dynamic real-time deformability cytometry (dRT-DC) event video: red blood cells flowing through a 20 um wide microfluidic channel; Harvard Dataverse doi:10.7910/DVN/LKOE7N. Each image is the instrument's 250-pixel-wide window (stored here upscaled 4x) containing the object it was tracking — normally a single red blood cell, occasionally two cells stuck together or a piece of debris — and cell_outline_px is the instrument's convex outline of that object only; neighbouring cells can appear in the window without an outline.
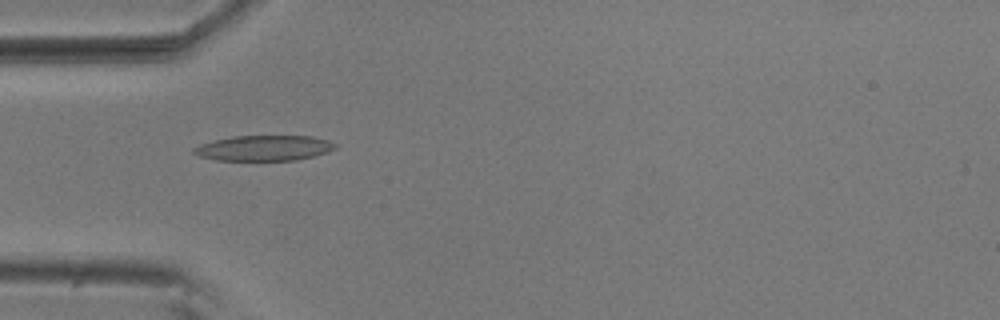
{"species": "common noctule bat (a hibernating species)", "species_latin": "Nyctalus noctula", "temperature_condition": "room temperature", "stored_images_in_passage": 36, "camera_frame_rate_fps": 3000, "um_per_image_px": 0.085, "animal": {"sex": "male", "body_mass_g": 20.5, "forearm_length_mm": 52.5}, "frame": {"image": 1, "passage_image": 1, "time_ms": 0.0, "image_size_px": [1000, 320], "cell_outline_px": [[336, 148], [328, 152], [296, 160], [216, 160], [200, 156], [192, 152], [192, 148], [200, 144], [232, 136], [312, 136], [328, 140], [336, 144]], "centroid_in_image_um": [22.44, 12.58], "position_along_channel_um": 62.6, "area_um2": 20.81}}
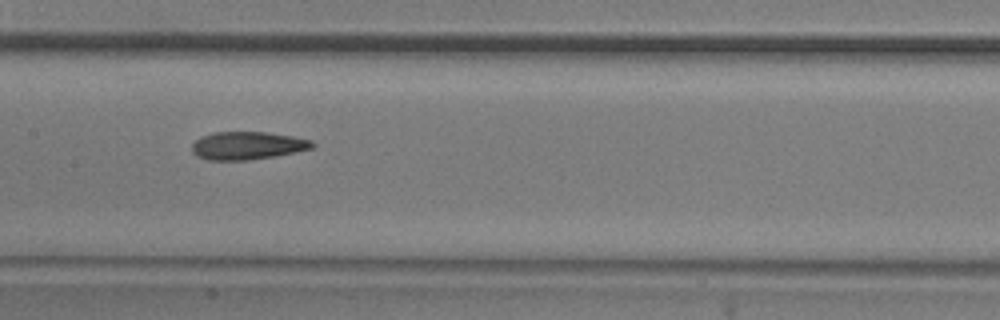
{"frame": {"image": 2, "passage_image": 11, "time_ms": 3.333, "image_size_px": [1000, 320], "cell_outline_px": [[316, 144], [312, 148], [296, 152], [248, 160], [208, 160], [196, 156], [192, 152], [192, 144], [200, 136], [216, 132], [264, 132], [292, 136], [312, 140]], "centroid_in_image_um": [21.01, 12.37], "position_along_channel_um": 186.4, "area_um2": 19.54}}
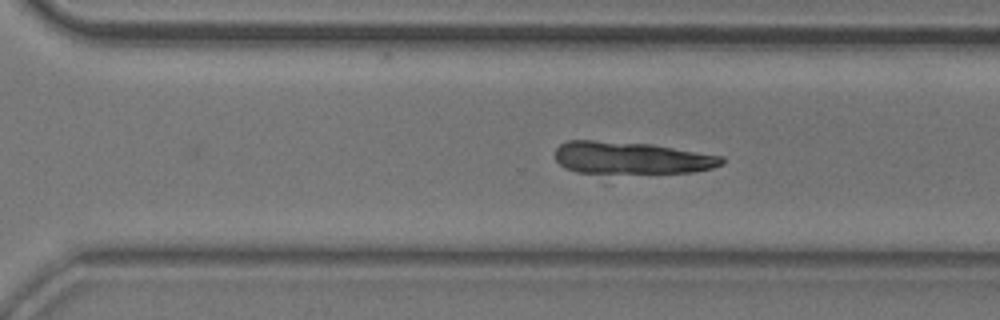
{"frame": {"image": 3, "passage_image": 18, "time_ms": 5.667, "image_size_px": [1000, 320], "cell_outline_px": [[724, 164], [712, 168], [692, 172], [576, 172], [564, 168], [556, 160], [556, 148], [560, 144], [568, 140], [592, 140], [652, 144], [724, 156]], "centroid_in_image_um": [53.67, 13.4], "position_along_channel_um": 316.9, "area_um2": 31.04}, "authors_computed_cell_mechanics": {"area_um2": 19.8543, "velocity_mm_per_s": 3.7396, "shape_relaxation_time_tau1_ms": null, "shape_relaxation_time_tau2_ms": 3.5292, "deformation_change_tau1": null, "deformation_change_tau2": 0.1049}}